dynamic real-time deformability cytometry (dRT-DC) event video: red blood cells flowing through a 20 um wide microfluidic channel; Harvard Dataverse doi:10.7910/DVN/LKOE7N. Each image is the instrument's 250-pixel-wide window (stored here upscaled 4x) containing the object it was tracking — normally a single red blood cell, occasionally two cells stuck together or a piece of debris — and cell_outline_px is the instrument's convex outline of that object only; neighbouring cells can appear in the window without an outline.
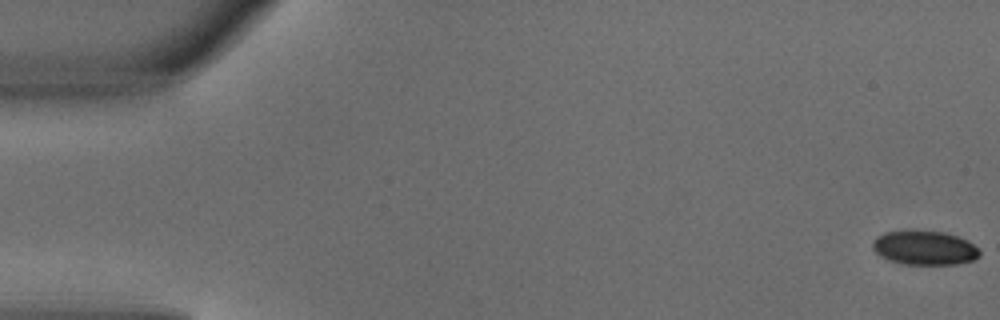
{"species": "common noctule bat (a hibernating species)", "species_latin": "Nyctalus noctula", "temperature_condition": "warm", "stored_images_in_passage": 4, "camera_frame_rate_fps": 3000, "um_per_image_px": 0.085, "animal": {"sex": "male", "body_mass_g": 18.8}, "frame": {"image": 1, "passage_image": 1, "time_ms": 0.0, "image_size_px": [1000, 320], "cell_outline_px": [[980, 256], [976, 260], [956, 264], [904, 264], [888, 260], [880, 256], [872, 248], [872, 240], [876, 236], [884, 232], [904, 228], [912, 228], [944, 232], [968, 240], [980, 252]], "centroid_in_image_um": [78.53, 21.02], "position_along_channel_um": 6.5, "area_um2": 22.02}}
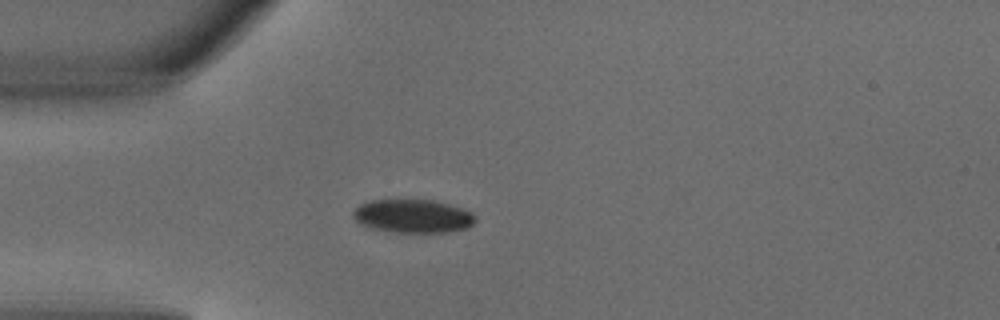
{"frame": {"image": 2, "passage_image": 4, "time_ms": 1.0, "image_size_px": [1000, 320], "cell_outline_px": [[476, 220], [468, 228], [444, 232], [396, 232], [372, 228], [356, 220], [352, 216], [352, 212], [360, 204], [368, 200], [432, 200], [448, 204], [472, 212], [476, 216]], "centroid_in_image_um": [35.1, 18.36], "position_along_channel_um": 49.9, "area_um2": 23.58}}